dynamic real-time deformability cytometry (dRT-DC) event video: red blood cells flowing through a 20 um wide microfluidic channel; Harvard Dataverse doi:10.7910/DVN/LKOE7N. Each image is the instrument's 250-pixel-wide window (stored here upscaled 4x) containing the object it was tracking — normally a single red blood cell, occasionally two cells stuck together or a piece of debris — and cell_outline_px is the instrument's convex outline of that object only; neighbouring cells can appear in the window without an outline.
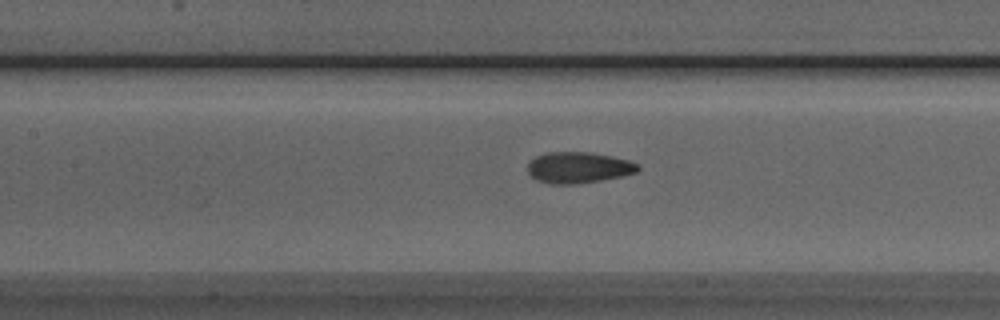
{"species": "Egyptian fruit bat (a non-hibernating species)", "species_latin": "Rousettus aegyptiacus", "temperature_condition": "room temperature", "stored_images_in_passage": 20, "camera_frame_rate_fps": 3000, "um_per_image_px": 0.085, "animal": {"sex": "male"}, "frame": {"image": 1, "passage_image": 12, "time_ms": 3.667, "image_size_px": [1000, 320], "cell_outline_px": [[640, 168], [636, 172], [620, 176], [600, 180], [576, 184], [548, 184], [536, 180], [528, 172], [528, 164], [536, 156], [548, 152], [592, 152], [612, 156], [628, 160], [636, 164]], "centroid_in_image_um": [49.14, 14.24], "position_along_channel_um": 158.3, "area_um2": 19.88}}
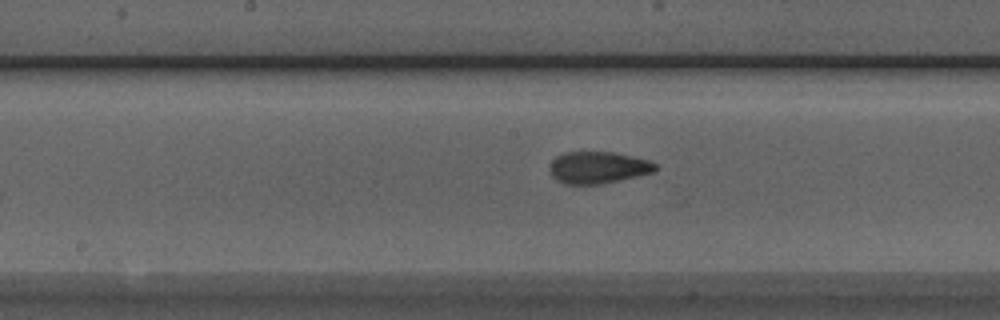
{"frame": {"image": 2, "passage_image": 15, "time_ms": 4.667, "image_size_px": [1000, 320], "cell_outline_px": [[656, 168], [652, 172], [636, 176], [600, 184], [564, 184], [556, 180], [552, 176], [548, 168], [552, 160], [556, 156], [564, 152], [612, 152], [632, 156], [648, 160], [656, 164]], "centroid_in_image_um": [50.77, 14.23], "position_along_channel_um": 197.4, "area_um2": 19.54}}